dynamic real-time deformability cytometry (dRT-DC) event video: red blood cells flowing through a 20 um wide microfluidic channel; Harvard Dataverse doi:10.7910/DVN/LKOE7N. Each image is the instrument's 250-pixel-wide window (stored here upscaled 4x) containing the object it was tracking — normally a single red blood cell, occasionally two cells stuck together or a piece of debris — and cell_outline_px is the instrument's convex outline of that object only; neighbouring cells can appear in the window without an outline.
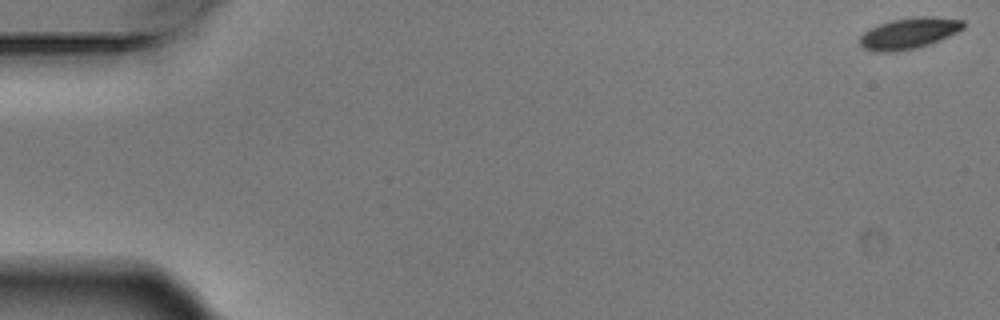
{"species": "Egyptian fruit bat (a non-hibernating species)", "species_latin": "Rousettus aegyptiacus", "temperature_condition": "warm", "stored_images_in_passage": 5, "camera_frame_rate_fps": 3000, "um_per_image_px": 0.085, "animal": {"sex": "male"}, "frame": {"image": 1, "passage_image": 1, "time_ms": 0.0, "image_size_px": [1000, 320], "cell_outline_px": [[964, 28], [940, 40], [916, 48], [888, 52], [880, 52], [864, 48], [860, 44], [860, 36], [864, 32], [880, 24], [892, 20], [912, 16], [932, 16], [964, 20]], "centroid_in_image_um": [77.28, 2.81], "position_along_channel_um": 7.7, "area_um2": 18.55}}
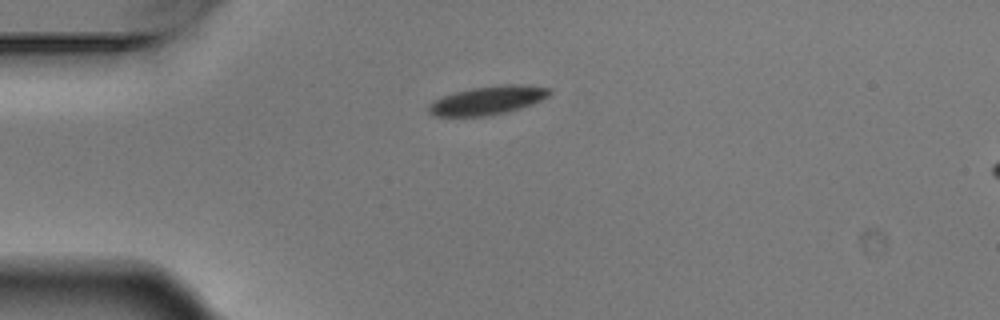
{"frame": {"image": 2, "passage_image": 5, "time_ms": 1.333, "image_size_px": [1000, 320], "cell_outline_px": [[552, 92], [548, 96], [540, 100], [520, 108], [504, 112], [484, 116], [436, 116], [428, 112], [428, 104], [432, 100], [440, 96], [472, 88], [496, 84], [524, 84], [548, 88]], "centroid_in_image_um": [41.4, 8.51], "position_along_channel_um": 43.6, "area_um2": 20.11}}